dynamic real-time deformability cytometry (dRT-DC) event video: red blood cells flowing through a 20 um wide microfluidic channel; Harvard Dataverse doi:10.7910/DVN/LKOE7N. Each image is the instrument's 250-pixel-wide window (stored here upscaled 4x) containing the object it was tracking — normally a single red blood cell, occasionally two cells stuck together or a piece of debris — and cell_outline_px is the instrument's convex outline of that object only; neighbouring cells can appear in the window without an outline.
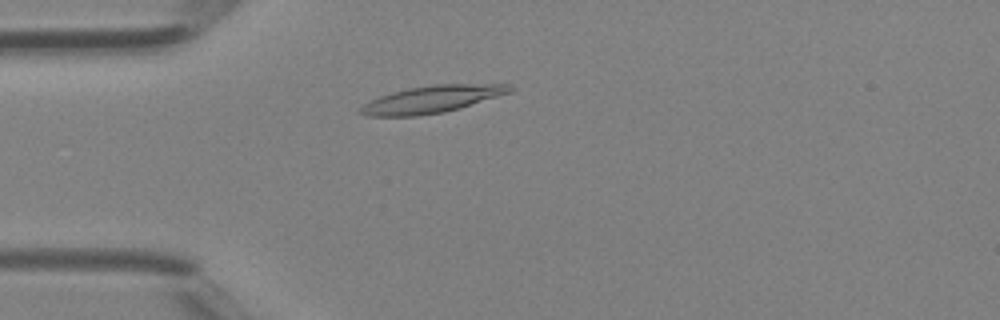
{"species": "Egyptian fruit bat (a non-hibernating species)", "species_latin": "Rousettus aegyptiacus", "temperature_condition": "room temperature", "stored_images_in_passage": 39, "camera_frame_rate_fps": 3000, "um_per_image_px": 0.085, "animal": {"sex": "female"}, "frame": {"image": 1, "passage_image": 8, "time_ms": 2.333, "image_size_px": [1000, 320], "cell_outline_px": [[516, 88], [512, 92], [460, 108], [444, 112], [416, 116], [364, 116], [356, 112], [356, 108], [380, 96], [392, 92], [408, 88], [432, 84], [508, 84]], "centroid_in_image_um": [36.69, 8.44], "position_along_channel_um": 48.3, "area_um2": 23.87}}
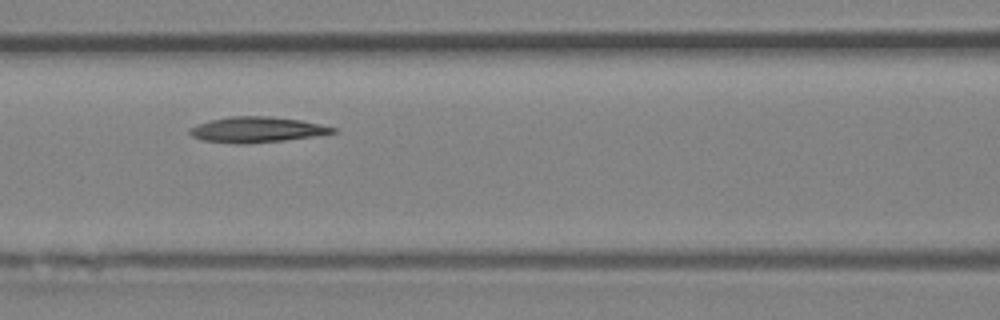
{"frame": {"image": 2, "passage_image": 15, "time_ms": 4.667, "image_size_px": [1000, 320], "cell_outline_px": [[336, 132], [316, 136], [284, 140], [244, 144], [236, 144], [200, 140], [192, 136], [188, 132], [188, 128], [196, 124], [228, 116], [268, 116], [300, 120], [320, 124], [336, 128]], "centroid_in_image_um": [21.78, 11.02], "position_along_channel_um": 144.8, "area_um2": 21.39}}
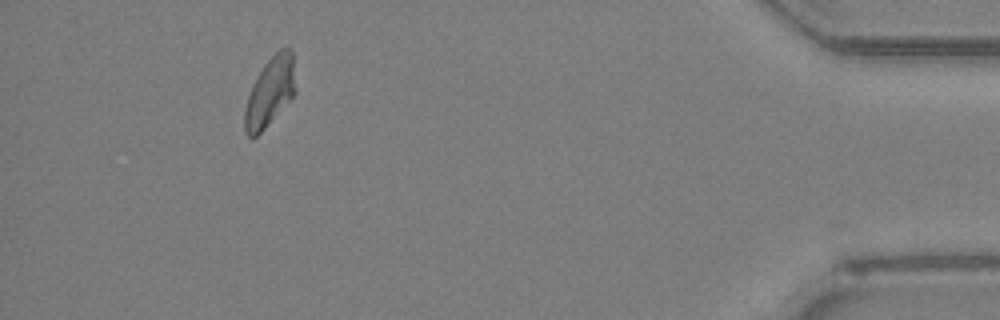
{"frame": {"image": 3, "passage_image": 36, "time_ms": 11.667, "image_size_px": [1000, 320], "cell_outline_px": [[296, 92], [264, 128], [252, 140], [244, 132], [244, 108], [252, 84], [264, 64], [280, 48], [288, 44], [292, 48]], "centroid_in_image_um": [22.94, 7.77], "position_along_channel_um": 412.3, "area_um2": 20.46}}